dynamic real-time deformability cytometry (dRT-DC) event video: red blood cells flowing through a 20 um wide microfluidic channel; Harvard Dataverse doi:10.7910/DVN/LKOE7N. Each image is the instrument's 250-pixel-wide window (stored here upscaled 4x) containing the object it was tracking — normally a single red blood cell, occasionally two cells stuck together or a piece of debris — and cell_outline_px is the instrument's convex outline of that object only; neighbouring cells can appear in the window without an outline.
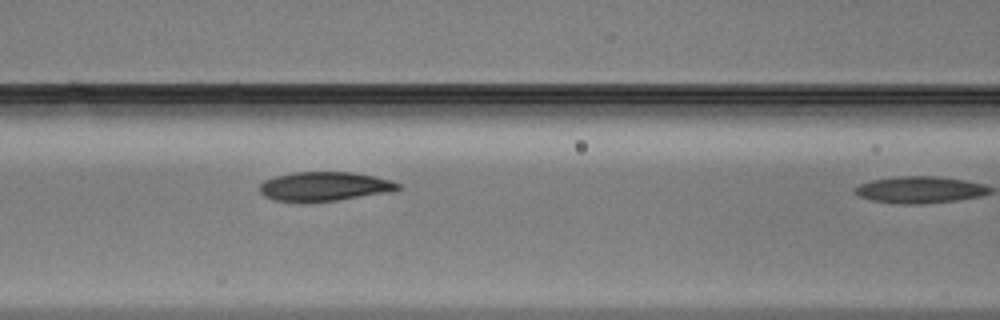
{"species": "Egyptian fruit bat (a non-hibernating species)", "species_latin": "Rousettus aegyptiacus", "temperature_condition": "warm", "stored_images_in_passage": 10, "camera_frame_rate_fps": 3000, "um_per_image_px": 0.085, "animal": {"sex": "male"}, "frame": {"image": 1, "passage_image": 9, "time_ms": 2.667, "image_size_px": [1000, 320], "cell_outline_px": [[404, 188], [392, 192], [336, 200], [276, 200], [264, 196], [260, 192], [260, 184], [264, 180], [272, 176], [292, 172], [352, 172], [392, 180], [400, 184]], "centroid_in_image_um": [27.63, 15.81], "position_along_channel_um": 139.0, "area_um2": 23.24}}